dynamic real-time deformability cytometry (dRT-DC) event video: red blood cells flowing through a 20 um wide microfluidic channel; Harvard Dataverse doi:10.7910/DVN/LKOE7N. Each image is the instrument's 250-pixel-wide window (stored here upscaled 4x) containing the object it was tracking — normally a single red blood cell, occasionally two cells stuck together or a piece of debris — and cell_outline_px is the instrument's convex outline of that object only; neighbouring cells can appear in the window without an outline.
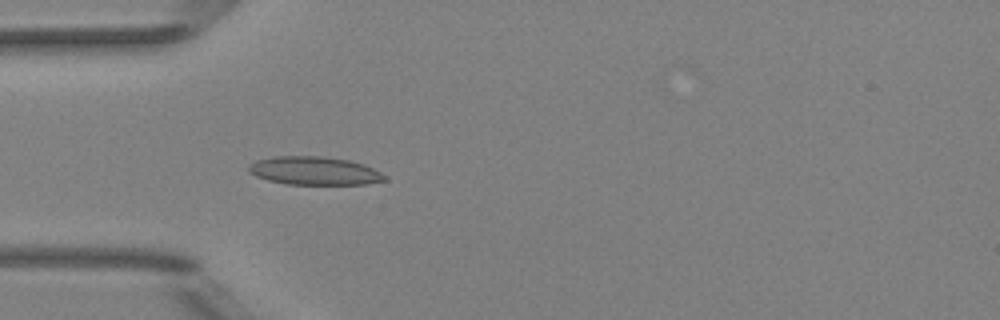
{"species": "Egyptian fruit bat (a non-hibernating species)", "species_latin": "Rousettus aegyptiacus", "temperature_condition": "room temperature", "stored_images_in_passage": 5, "camera_frame_rate_fps": 3000, "um_per_image_px": 0.085, "animal": {"sex": "female"}, "frame": {"image": 1, "passage_image": 5, "time_ms": 4.667, "image_size_px": [1000, 320], "cell_outline_px": [[388, 180], [364, 184], [288, 184], [268, 180], [256, 176], [248, 172], [248, 164], [256, 160], [276, 156], [324, 156], [348, 160], [364, 164], [388, 176]], "centroid_in_image_um": [26.72, 14.51], "position_along_channel_um": 58.3, "area_um2": 22.48}}